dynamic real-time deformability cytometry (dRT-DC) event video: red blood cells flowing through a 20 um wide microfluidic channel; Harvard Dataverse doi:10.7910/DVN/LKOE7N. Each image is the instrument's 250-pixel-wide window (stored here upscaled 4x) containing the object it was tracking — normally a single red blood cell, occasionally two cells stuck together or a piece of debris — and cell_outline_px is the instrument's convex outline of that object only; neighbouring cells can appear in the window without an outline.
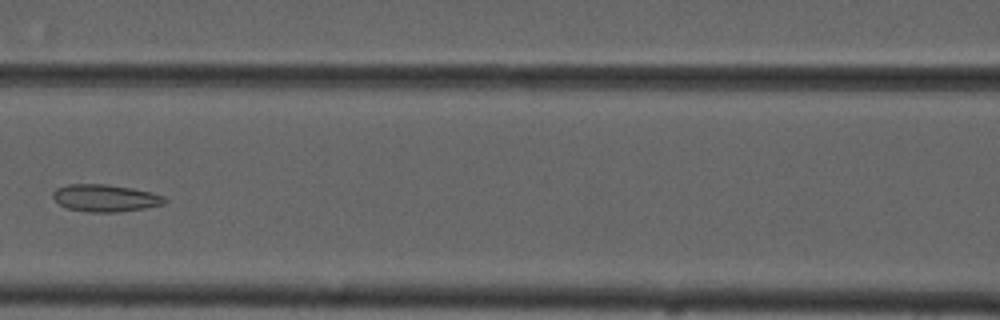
{"species": "common noctule bat (a hibernating species)", "species_latin": "Nyctalus noctula", "temperature_condition": "cold", "stored_images_in_passage": 7, "camera_frame_rate_fps": 3000, "um_per_image_px": 0.085, "animal": {"sex": "male", "forearm_length_mm": 52.5}, "frame": {"image": 1, "passage_image": 7, "time_ms": 8.0, "image_size_px": [1000, 320], "cell_outline_px": [[168, 200], [164, 204], [144, 208], [116, 212], [88, 212], [68, 208], [60, 204], [52, 196], [52, 192], [56, 188], [68, 184], [104, 184], [132, 188], [152, 192], [164, 196]], "centroid_in_image_um": [8.96, 16.83], "position_along_channel_um": 157.6, "area_um2": 17.69}}